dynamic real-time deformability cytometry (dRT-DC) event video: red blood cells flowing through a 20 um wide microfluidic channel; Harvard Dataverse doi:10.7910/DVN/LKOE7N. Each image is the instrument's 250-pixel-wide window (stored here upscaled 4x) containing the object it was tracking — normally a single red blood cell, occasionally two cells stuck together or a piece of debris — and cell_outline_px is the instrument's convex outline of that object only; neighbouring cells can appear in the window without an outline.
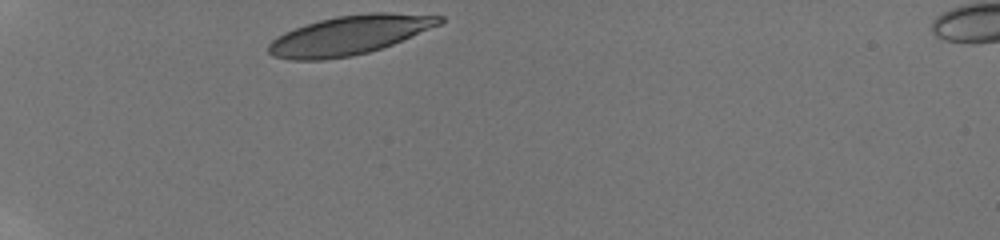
{"species": "human", "species_latin": "Homo sapiens", "temperature_condition": "room temperature", "stored_images_in_passage": 32, "camera_frame_rate_fps": 3000, "um_per_image_px": 0.085, "donor": {"sex": "male"}, "frame": {"image": 1, "passage_image": 1, "time_ms": 0.0, "image_size_px": [1000, 240], "cell_outline_px": [[444, 20], [440, 24], [392, 44], [368, 52], [352, 56], [320, 60], [288, 60], [272, 56], [268, 52], [268, 44], [272, 40], [284, 32], [320, 20], [336, 16], [368, 12], [388, 12], [444, 16]], "centroid_in_image_um": [29.67, 2.99], "position_along_channel_um": 55.3, "area_um2": 38.73}}
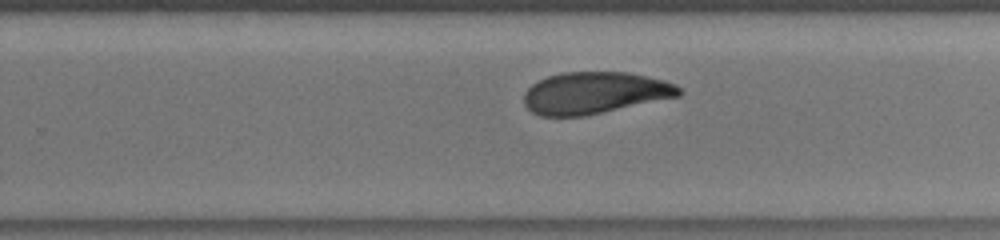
{"frame": {"image": 2, "passage_image": 21, "time_ms": 6.667, "image_size_px": [1000, 240], "cell_outline_px": [[684, 92], [680, 96], [584, 116], [540, 116], [532, 112], [524, 104], [524, 92], [532, 84], [548, 76], [564, 72], [628, 72], [664, 80], [676, 84]], "centroid_in_image_um": [50.56, 7.89], "position_along_channel_um": 279.2, "area_um2": 37.8}}
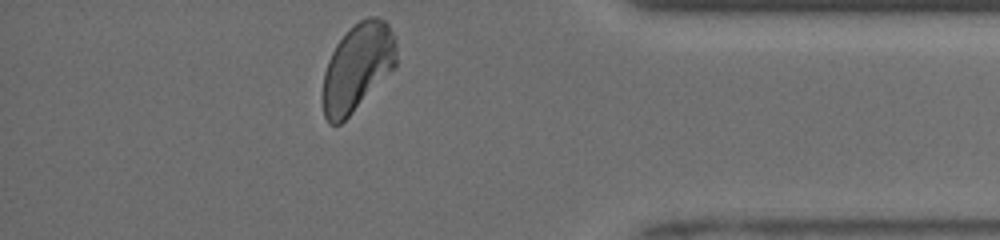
{"frame": {"image": 3, "passage_image": 32, "time_ms": 10.333, "image_size_px": [1000, 240], "cell_outline_px": [[396, 68], [340, 124], [328, 124], [324, 116], [324, 72], [328, 60], [336, 44], [360, 20], [368, 16], [376, 16], [384, 20], [388, 24], [396, 36]], "centroid_in_image_um": [30.43, 5.7], "position_along_channel_um": 404.8, "area_um2": 37.22}, "authors_computed_cell_mechanics": {"area_um2": 39.0439, "velocity_mm_per_s": 3.9016, "shape_relaxation_time_tau1_ms": 4.8041, "shape_relaxation_time_tau2_ms": 1.5165, "deformation_change_tau1": 0.157, "deformation_change_tau2": 0.0598}}